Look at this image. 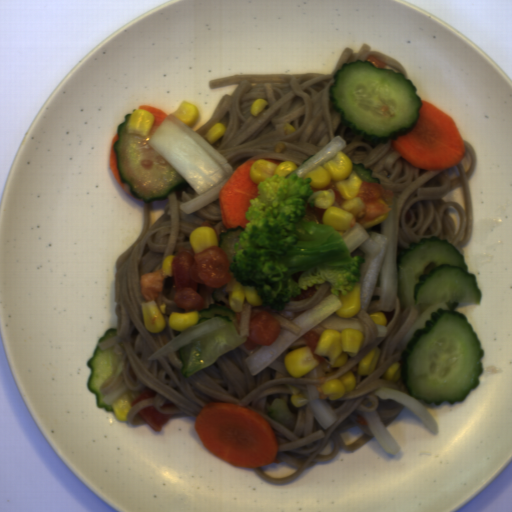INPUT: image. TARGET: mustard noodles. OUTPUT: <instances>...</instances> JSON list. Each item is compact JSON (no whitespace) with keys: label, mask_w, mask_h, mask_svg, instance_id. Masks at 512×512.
Wrapping results in <instances>:
<instances>
[{"label":"mustard noodles","mask_w":512,"mask_h":512,"mask_svg":"<svg viewBox=\"0 0 512 512\" xmlns=\"http://www.w3.org/2000/svg\"><path fill=\"white\" fill-rule=\"evenodd\" d=\"M196 191L189 185L179 186L164 198V212L149 228L151 202L144 203L143 226L139 236L117 257L115 269L114 303L118 318L115 336L101 341L104 351L113 347L118 364L113 375L101 387V394L114 391L124 385L126 393L135 401L149 389L155 396L139 401L127 412L132 426L148 424L139 411L154 406L162 414L172 417L186 416L196 420L198 413L210 403H234L251 409L264 417L272 428L279 463L252 468L258 477L269 484H293L315 463H331L340 452L362 448L376 438L368 425H359L358 416L376 411L386 428L406 405L376 395L380 388H390L412 396L403 376L395 382L384 375L400 358L406 346L401 343L420 313L415 304L402 307L399 295L386 317L385 335H378L377 324L369 316L378 312L382 281L380 274L374 284L369 304L360 309L355 318L363 333L359 352L349 357L341 367H330L319 363L305 376L296 379L284 375L274 368L263 369L252 375L241 346L227 351L209 367L202 368L188 377L181 373L182 358L178 348L225 324L221 320L209 319L178 331L168 321L171 312L185 313L174 303L173 276H166L157 307L165 303L163 314L165 328L151 333L145 326L142 303L145 301L140 288L141 277L148 272L162 270V262L168 255L177 254L179 248L190 249V234L209 222L219 236L229 228L223 226L219 200L184 213L182 204L194 198ZM378 346L380 358L371 375L357 376L361 358ZM348 371L356 377L354 390L346 392L340 399L330 401L320 390L323 382L339 379ZM308 384H313L320 398L327 401L338 419L328 428H322L314 418L308 405L296 409L290 396L302 393ZM275 397L285 399L289 410L295 414L297 425L292 432L285 429L267 415V409ZM171 417V418H172ZM363 417V416H362Z\"/></svg>","instance_id":"0af2e427"},{"label":"mustard noodles","mask_w":512,"mask_h":512,"mask_svg":"<svg viewBox=\"0 0 512 512\" xmlns=\"http://www.w3.org/2000/svg\"><path fill=\"white\" fill-rule=\"evenodd\" d=\"M344 48L330 73L232 74L209 81L214 89L238 85L233 95H222L211 116L195 132L203 137L217 123L225 133L211 144L236 170L248 160L275 159L301 165L335 138L345 143L344 152L354 164L372 171L380 185L391 190L396 202L397 266L402 251L421 238L448 239L463 255L473 236L470 179L476 165L475 151L462 140L470 156L468 169L462 160L446 170L421 169L408 162L391 144H372L352 133L332 106L330 87L344 63L374 56L386 63L384 70L408 74L399 62L367 44L358 53ZM258 98L269 104L256 118L249 113ZM296 131L285 135V123ZM204 138V137H203ZM285 143L279 154L273 148Z\"/></svg>","instance_id":"7f7daa86"},{"label":"mustard noodles","mask_w":512,"mask_h":512,"mask_svg":"<svg viewBox=\"0 0 512 512\" xmlns=\"http://www.w3.org/2000/svg\"><path fill=\"white\" fill-rule=\"evenodd\" d=\"M331 289V282L328 281L323 284H313V286L307 287V290L301 289V295L292 298L290 303H286V306L282 311L271 309L267 306H264L263 303L260 306H251L244 298L241 312L234 313L235 320L238 324L237 330L239 337L246 340L248 339L247 337H249L251 315L253 312L258 311L268 312L278 320L281 327L296 335H299L300 328L292 323L294 318L297 315L305 313L321 300L330 295Z\"/></svg>","instance_id":"964a15a8"},{"label":"mustard noodles","mask_w":512,"mask_h":512,"mask_svg":"<svg viewBox=\"0 0 512 512\" xmlns=\"http://www.w3.org/2000/svg\"><path fill=\"white\" fill-rule=\"evenodd\" d=\"M224 286L215 289L211 294L205 296L202 308H209L210 304H220L229 308L228 293L225 291Z\"/></svg>","instance_id":"66139170"},{"label":"mustard noodles","mask_w":512,"mask_h":512,"mask_svg":"<svg viewBox=\"0 0 512 512\" xmlns=\"http://www.w3.org/2000/svg\"><path fill=\"white\" fill-rule=\"evenodd\" d=\"M326 209L317 208L315 205L311 207L310 204H305L303 209V220L314 221L315 223L323 224L322 217Z\"/></svg>","instance_id":"33f82286"},{"label":"mustard noodles","mask_w":512,"mask_h":512,"mask_svg":"<svg viewBox=\"0 0 512 512\" xmlns=\"http://www.w3.org/2000/svg\"><path fill=\"white\" fill-rule=\"evenodd\" d=\"M305 346H308V345L305 343L304 336H303L302 338H300L299 340H297L292 345H290L287 349L284 350L285 355H286V353H288L290 351H293V350H296V349H299V348H302Z\"/></svg>","instance_id":"ebdcc1c6"}]
</instances>
